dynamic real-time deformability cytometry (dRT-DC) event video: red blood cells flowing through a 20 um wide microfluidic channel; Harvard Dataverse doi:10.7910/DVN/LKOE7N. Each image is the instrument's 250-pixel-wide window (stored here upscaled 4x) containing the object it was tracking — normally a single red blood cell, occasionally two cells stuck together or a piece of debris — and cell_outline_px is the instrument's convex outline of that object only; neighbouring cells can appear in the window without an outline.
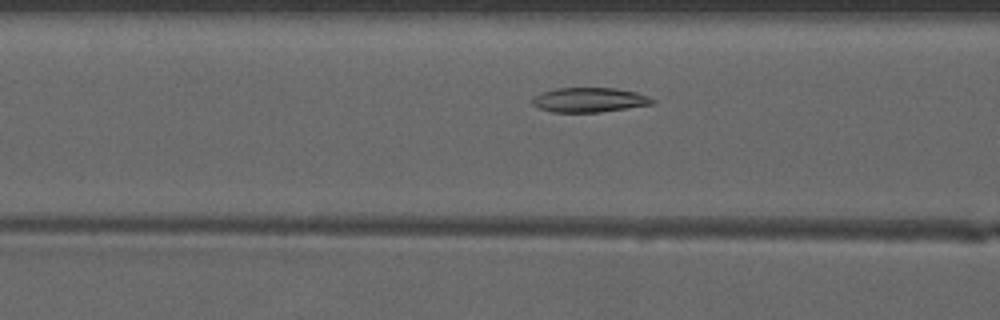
{"species": "common noctule bat (a hibernating species)", "species_latin": "Nyctalus noctula", "temperature_condition": "warm", "stored_images_in_passage": 37, "camera_frame_rate_fps": 3000, "um_per_image_px": 0.085, "animal": {"sex": "male", "forearm_length_mm": 52.5}, "frame": {"image": 1, "passage_image": 14, "time_ms": 4.333, "image_size_px": [1000, 320], "cell_outline_px": [[656, 100], [652, 104], [600, 112], [552, 112], [540, 108], [532, 104], [532, 96], [556, 88], [616, 88], [636, 92], [648, 96]], "centroid_in_image_um": [50.09, 8.49], "position_along_channel_um": 116.5, "area_um2": 17.11}}
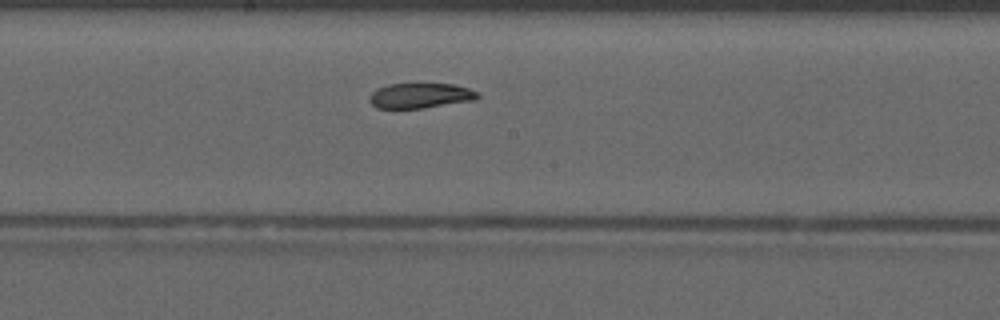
{"frame": {"image": 2, "passage_image": 21, "time_ms": 6.667, "image_size_px": [1000, 320], "cell_outline_px": [[480, 96], [476, 100], [424, 108], [376, 108], [368, 100], [368, 96], [372, 92], [388, 84], [452, 84], [468, 88], [476, 92]], "centroid_in_image_um": [35.72, 8.14], "position_along_channel_um": 212.5, "area_um2": 15.78}}
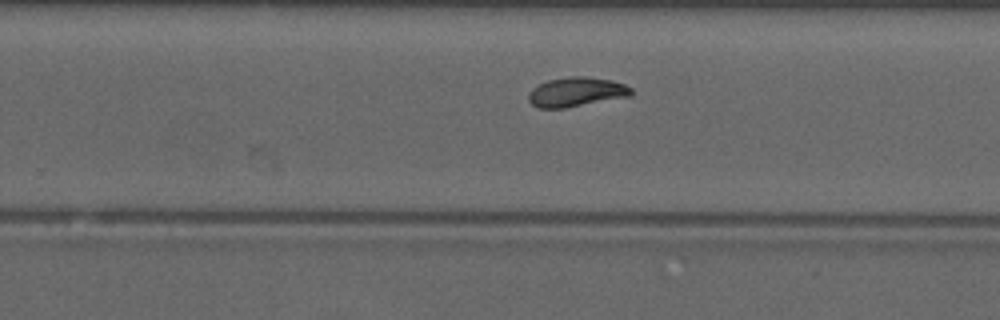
{"frame": {"image": 3, "passage_image": 26, "time_ms": 8.333, "image_size_px": [1000, 320], "cell_outline_px": [[632, 96], [564, 108], [540, 108], [532, 104], [528, 100], [528, 92], [532, 88], [548, 80], [572, 76], [584, 76], [612, 80], [624, 84], [632, 88]], "centroid_in_image_um": [49.0, 7.82], "position_along_channel_um": 280.8, "area_um2": 17.63}}